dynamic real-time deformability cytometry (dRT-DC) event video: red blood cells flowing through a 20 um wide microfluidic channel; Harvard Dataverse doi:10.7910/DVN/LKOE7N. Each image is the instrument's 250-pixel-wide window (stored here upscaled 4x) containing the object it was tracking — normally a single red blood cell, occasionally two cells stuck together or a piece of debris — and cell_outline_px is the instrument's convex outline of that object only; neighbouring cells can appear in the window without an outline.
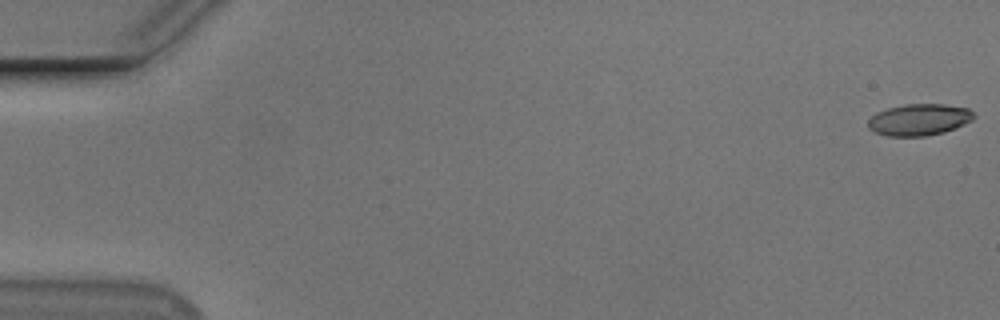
{"species": "Egyptian fruit bat (a non-hibernating species)", "species_latin": "Rousettus aegyptiacus", "temperature_condition": "cold", "stored_images_in_passage": 21, "camera_frame_rate_fps": 3000, "um_per_image_px": 0.085, "animal": {"sex": "male"}, "frame": {"image": 1, "passage_image": 1, "time_ms": 0.0, "image_size_px": [1000, 320], "cell_outline_px": [[976, 116], [972, 120], [964, 124], [944, 132], [924, 136], [888, 136], [876, 132], [868, 128], [868, 120], [876, 112], [888, 108], [904, 104], [944, 104], [968, 108]], "centroid_in_image_um": [78.12, 10.16], "position_along_channel_um": 6.9, "area_um2": 19.42}}
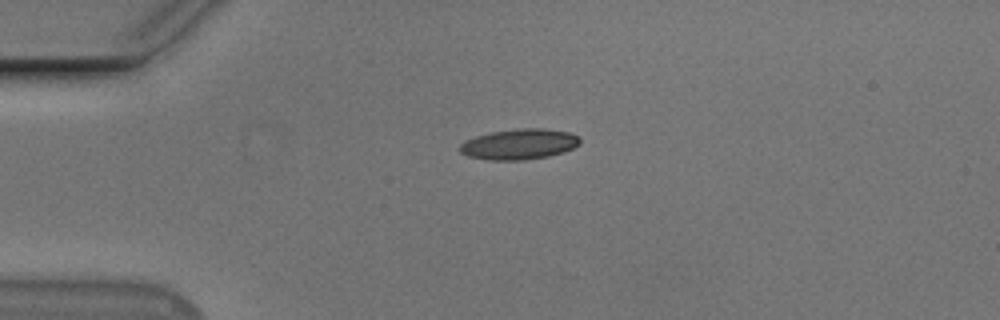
{"frame": {"image": 2, "passage_image": 14, "time_ms": 4.333, "image_size_px": [1000, 320], "cell_outline_px": [[580, 144], [564, 152], [548, 156], [524, 160], [488, 160], [468, 156], [460, 152], [460, 144], [464, 140], [476, 136], [492, 132], [516, 128], [544, 128], [568, 132], [580, 136]], "centroid_in_image_um": [44.14, 12.25], "position_along_channel_um": 40.9, "area_um2": 21.5}}
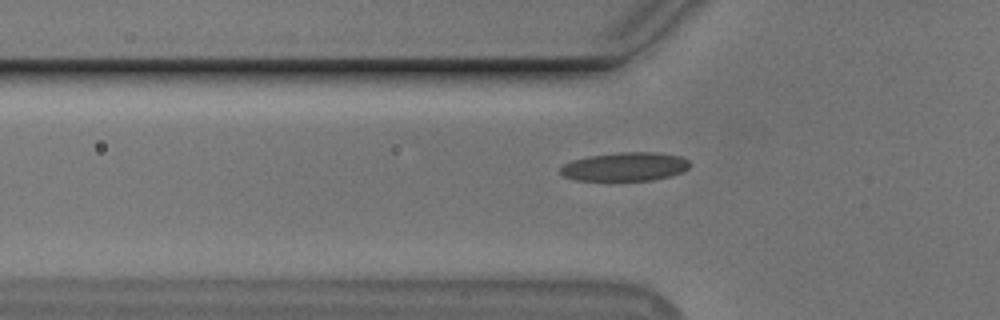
{"frame": {"image": 3, "passage_image": 19, "time_ms": 6.0, "image_size_px": [1000, 320], "cell_outline_px": [[692, 164], [684, 172], [652, 180], [576, 180], [564, 176], [560, 172], [560, 168], [564, 164], [572, 160], [588, 156], [620, 152], [656, 152], [680, 156], [688, 160]], "centroid_in_image_um": [53.15, 14.16], "position_along_channel_um": 72.7, "area_um2": 21.62}}